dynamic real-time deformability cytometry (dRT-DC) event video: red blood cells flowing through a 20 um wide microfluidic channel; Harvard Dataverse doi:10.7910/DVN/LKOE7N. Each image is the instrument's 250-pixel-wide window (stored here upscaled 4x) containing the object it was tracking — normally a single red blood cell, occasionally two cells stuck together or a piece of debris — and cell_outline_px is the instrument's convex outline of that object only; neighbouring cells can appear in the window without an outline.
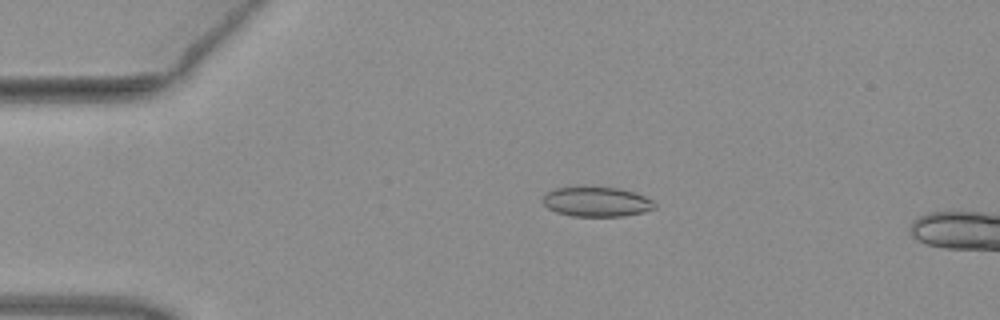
{"species": "common noctule bat (a hibernating species)", "species_latin": "Nyctalus noctula", "temperature_condition": "warm", "stored_images_in_passage": 6, "camera_frame_rate_fps": 3000, "um_per_image_px": 0.085, "animal": {"sex": "female", "body_mass_g": 19.3, "forearm_length_mm": 54.1}, "frame": {"image": 1, "passage_image": 2, "time_ms": 0.333, "image_size_px": [1000, 320], "cell_outline_px": [[656, 208], [644, 212], [624, 216], [572, 216], [556, 212], [548, 208], [544, 204], [544, 196], [548, 192], [556, 188], [584, 184], [620, 188], [636, 192], [652, 200], [656, 204]], "centroid_in_image_um": [50.73, 17.11], "position_along_channel_um": 34.3, "area_um2": 20.06}}